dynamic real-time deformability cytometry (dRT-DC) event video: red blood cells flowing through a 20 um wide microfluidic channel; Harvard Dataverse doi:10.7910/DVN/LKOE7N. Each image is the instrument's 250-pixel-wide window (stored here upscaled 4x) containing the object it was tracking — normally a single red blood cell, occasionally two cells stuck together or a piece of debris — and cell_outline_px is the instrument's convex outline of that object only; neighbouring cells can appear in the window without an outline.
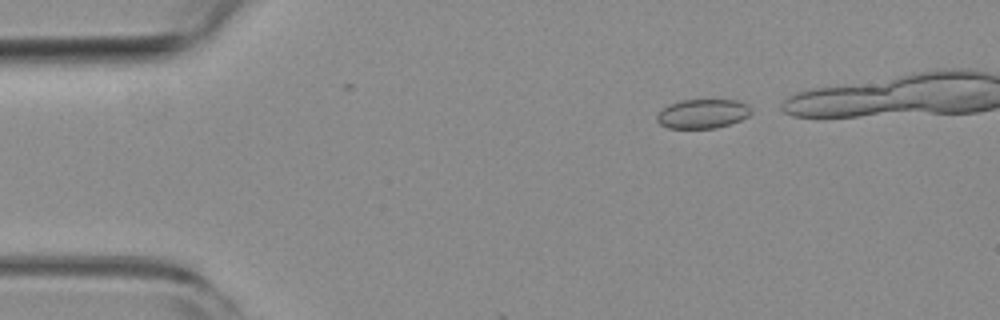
{"species": "common noctule bat (a hibernating species)", "species_latin": "Nyctalus noctula", "temperature_condition": "room temperature", "stored_images_in_passage": 4, "camera_frame_rate_fps": 3000, "um_per_image_px": 0.085, "animal": {"sex": "female", "body_mass_g": 19.3, "forearm_length_mm": 54.1}, "frame": {"image": 1, "passage_image": 2, "time_ms": 0.333, "image_size_px": [1000, 320], "cell_outline_px": [[752, 112], [748, 116], [740, 120], [716, 128], [668, 128], [660, 124], [656, 120], [656, 116], [660, 108], [668, 104], [680, 100], [736, 100], [748, 104], [752, 108]], "centroid_in_image_um": [59.69, 9.66], "position_along_channel_um": 25.3, "area_um2": 16.24}}